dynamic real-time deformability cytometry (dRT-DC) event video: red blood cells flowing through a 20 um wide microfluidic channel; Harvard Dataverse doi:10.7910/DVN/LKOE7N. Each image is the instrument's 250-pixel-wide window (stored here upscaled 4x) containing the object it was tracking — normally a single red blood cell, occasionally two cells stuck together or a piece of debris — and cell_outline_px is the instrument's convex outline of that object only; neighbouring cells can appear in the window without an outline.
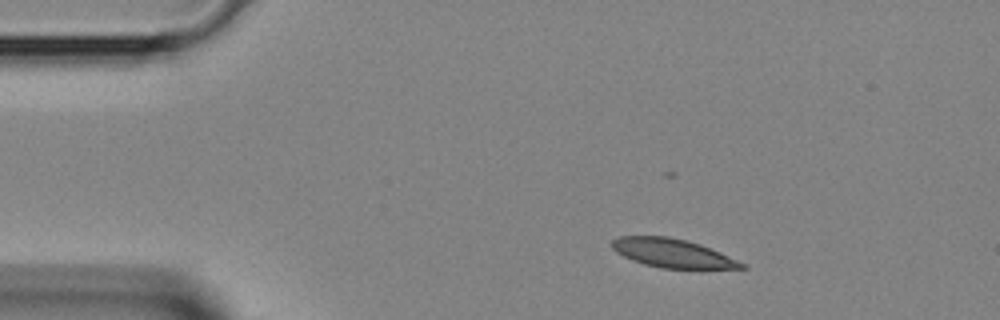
{"species": "Egyptian fruit bat (a non-hibernating species)", "species_latin": "Rousettus aegyptiacus", "temperature_condition": "room temperature", "stored_images_in_passage": 2, "camera_frame_rate_fps": 3000, "um_per_image_px": 0.085, "animal": {"sex": "female"}, "frame": {"image": 1, "passage_image": 1, "time_ms": 0.0, "image_size_px": [1000, 320], "cell_outline_px": [[748, 268], [660, 268], [644, 264], [632, 260], [616, 252], [612, 248], [612, 240], [620, 236], [668, 236], [688, 240], [700, 244], [720, 252], [744, 264]], "centroid_in_image_um": [57.12, 21.5], "position_along_channel_um": 27.9, "area_um2": 21.44}}